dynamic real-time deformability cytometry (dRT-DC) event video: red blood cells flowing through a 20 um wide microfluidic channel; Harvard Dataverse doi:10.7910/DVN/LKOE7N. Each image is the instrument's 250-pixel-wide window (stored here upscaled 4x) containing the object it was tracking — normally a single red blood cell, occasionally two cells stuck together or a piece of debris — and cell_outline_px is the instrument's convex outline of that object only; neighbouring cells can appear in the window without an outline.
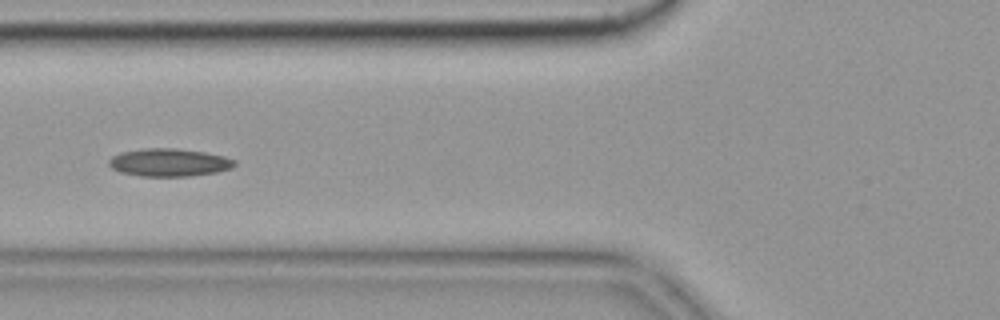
{"species": "common noctule bat (a hibernating species)", "species_latin": "Nyctalus noctula", "temperature_condition": "cold", "stored_images_in_passage": 41, "camera_frame_rate_fps": 3000, "um_per_image_px": 0.085, "animal": {"sex": "female", "body_mass_g": 19.9}, "frame": {"image": 1, "passage_image": 7, "time_ms": 2.0, "image_size_px": [1000, 320], "cell_outline_px": [[236, 164], [232, 168], [216, 172], [188, 176], [140, 176], [120, 172], [112, 168], [108, 164], [108, 160], [112, 156], [120, 152], [144, 148], [176, 148], [204, 152], [224, 156], [236, 160]], "centroid_in_image_um": [14.36, 13.8], "position_along_channel_um": 111.4, "area_um2": 20.46}}